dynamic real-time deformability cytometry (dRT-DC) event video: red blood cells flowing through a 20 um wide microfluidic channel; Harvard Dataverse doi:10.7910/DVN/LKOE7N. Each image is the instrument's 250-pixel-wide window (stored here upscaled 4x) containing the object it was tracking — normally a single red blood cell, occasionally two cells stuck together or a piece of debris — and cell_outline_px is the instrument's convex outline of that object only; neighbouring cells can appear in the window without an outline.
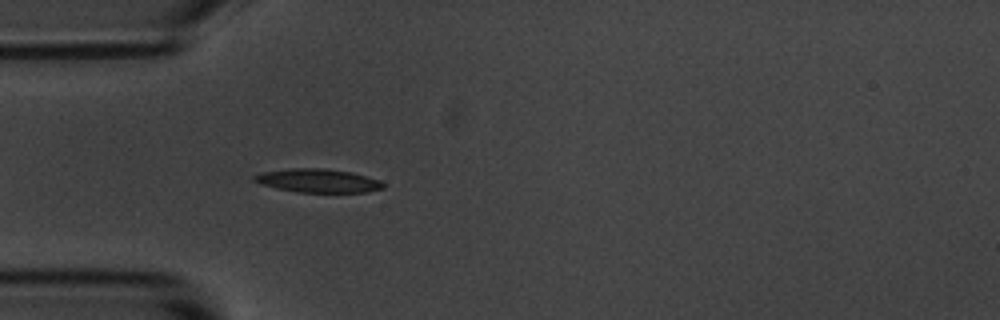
{"species": "common noctule bat (a hibernating species)", "species_latin": "Nyctalus noctula", "temperature_condition": "room temperature", "stored_images_in_passage": 3, "camera_frame_rate_fps": 3000, "um_per_image_px": 0.085, "animal": {"sex": "male", "body_mass_g": 20.1, "forearm_length_mm": 53.5}, "frame": {"image": 1, "passage_image": 3, "time_ms": 2.333, "image_size_px": [1000, 320], "cell_outline_px": [[384, 188], [368, 192], [296, 192], [276, 188], [260, 184], [252, 180], [252, 176], [264, 172], [292, 168], [324, 168], [352, 172], [380, 180], [384, 184]], "centroid_in_image_um": [27.03, 15.36], "position_along_channel_um": 58.0, "area_um2": 17.74}}